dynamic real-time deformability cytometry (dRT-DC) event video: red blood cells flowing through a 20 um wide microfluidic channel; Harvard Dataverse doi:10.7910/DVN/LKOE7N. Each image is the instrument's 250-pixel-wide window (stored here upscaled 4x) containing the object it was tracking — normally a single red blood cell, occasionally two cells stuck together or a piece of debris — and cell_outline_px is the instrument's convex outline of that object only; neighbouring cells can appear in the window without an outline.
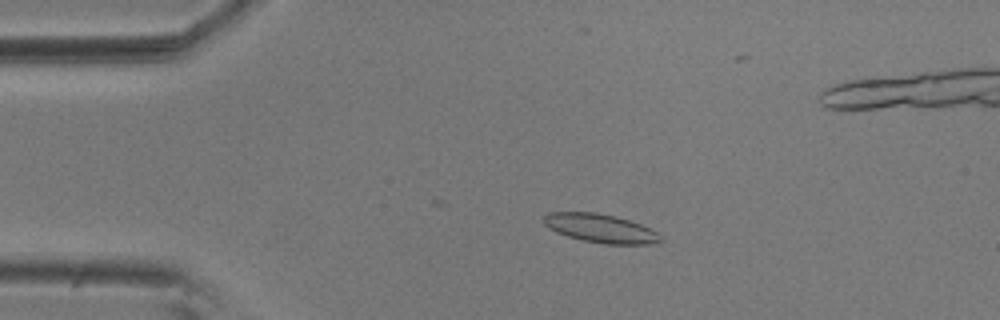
{"species": "common noctule bat (a hibernating species)", "species_latin": "Nyctalus noctula", "temperature_condition": "room temperature", "stored_images_in_passage": 17, "camera_frame_rate_fps": 3000, "um_per_image_px": 0.085, "animal": {"sex": "male", "body_mass_g": 20.5, "forearm_length_mm": 52.5}, "frame": {"image": 1, "passage_image": 12, "time_ms": 3.667, "image_size_px": [1000, 320], "cell_outline_px": [[664, 240], [660, 244], [604, 244], [584, 240], [568, 236], [556, 232], [548, 228], [544, 224], [544, 216], [548, 212], [596, 212], [616, 216], [640, 224], [664, 236]], "centroid_in_image_um": [51.09, 19.41], "position_along_channel_um": 33.9, "area_um2": 19.65}}